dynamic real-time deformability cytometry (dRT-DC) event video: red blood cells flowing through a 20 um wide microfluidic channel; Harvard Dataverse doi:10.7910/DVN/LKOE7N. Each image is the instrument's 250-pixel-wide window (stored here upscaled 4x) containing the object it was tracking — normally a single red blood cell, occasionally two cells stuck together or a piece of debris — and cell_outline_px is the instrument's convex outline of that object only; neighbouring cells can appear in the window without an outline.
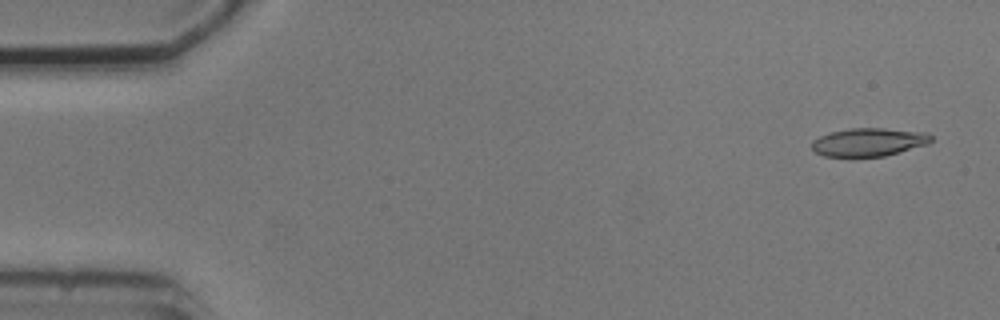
{"species": "common noctule bat (a hibernating species)", "species_latin": "Nyctalus noctula", "temperature_condition": "cold", "stored_images_in_passage": 5, "camera_frame_rate_fps": 3000, "um_per_image_px": 0.085, "animal": {"sex": "male", "body_mass_g": 20.5, "forearm_length_mm": 52.5}, "frame": {"image": 1, "passage_image": 1, "time_ms": 0.0, "image_size_px": [1000, 320], "cell_outline_px": [[932, 140], [928, 144], [884, 156], [824, 156], [816, 152], [812, 148], [812, 140], [820, 136], [832, 132], [848, 128], [884, 128], [928, 132], [932, 136]], "centroid_in_image_um": [73.87, 12.06], "position_along_channel_um": 11.1, "area_um2": 19.54}}